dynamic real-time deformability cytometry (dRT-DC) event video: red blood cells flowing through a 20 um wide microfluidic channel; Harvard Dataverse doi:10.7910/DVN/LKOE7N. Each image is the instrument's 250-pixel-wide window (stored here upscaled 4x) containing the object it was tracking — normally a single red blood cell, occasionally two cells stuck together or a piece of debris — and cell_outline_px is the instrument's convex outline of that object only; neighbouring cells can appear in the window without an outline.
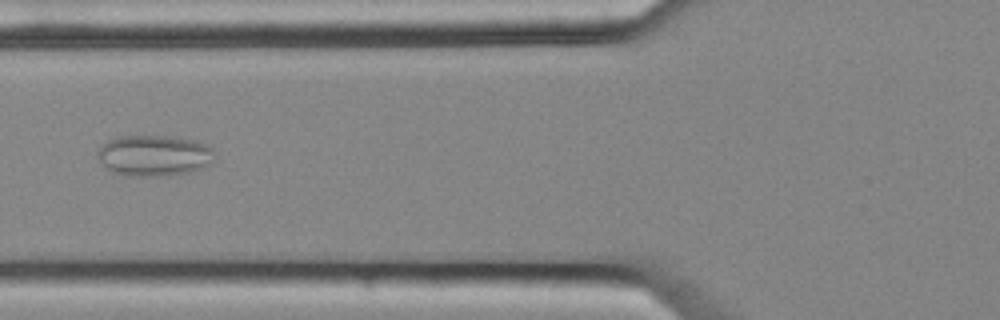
{"species": "common noctule bat (a hibernating species)", "species_latin": "Nyctalus noctula", "temperature_condition": "cold", "stored_images_in_passage": 7, "camera_frame_rate_fps": 3000, "um_per_image_px": 0.085, "animal": {"sex": "female", "body_mass_g": 25.1}, "frame": {"image": 1, "passage_image": 6, "time_ms": 1.667, "image_size_px": [1000, 320], "cell_outline_px": [[216, 160], [212, 164], [204, 168], [192, 172], [164, 176], [124, 176], [112, 172], [100, 160], [100, 148], [108, 140], [120, 136], [172, 136], [192, 140], [204, 144], [212, 148], [216, 152]], "centroid_in_image_um": [13.2, 13.24], "position_along_channel_um": 112.6, "area_um2": 28.15}}